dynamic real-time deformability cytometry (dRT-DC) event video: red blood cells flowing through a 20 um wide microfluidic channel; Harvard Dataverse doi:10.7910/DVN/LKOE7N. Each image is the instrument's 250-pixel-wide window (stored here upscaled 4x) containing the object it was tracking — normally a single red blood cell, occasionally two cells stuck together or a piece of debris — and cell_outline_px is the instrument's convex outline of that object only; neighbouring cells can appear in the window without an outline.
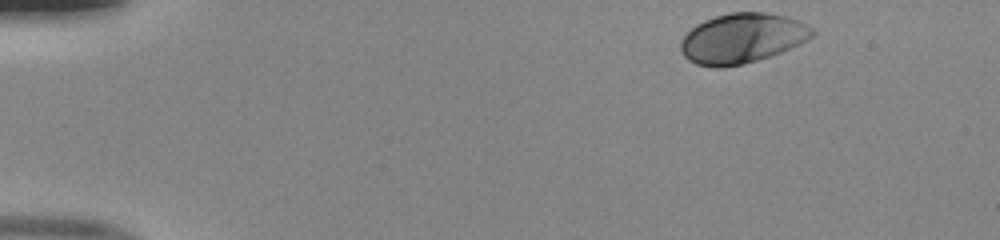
{"species": "human", "species_latin": "Homo sapiens", "temperature_condition": "room temperature", "stored_images_in_passage": 46, "camera_frame_rate_fps": 3000, "um_per_image_px": 0.085, "donor": {"sex": "male"}, "frame": {"image": 1, "passage_image": 1, "time_ms": 0.0, "image_size_px": [1000, 240], "cell_outline_px": [[816, 32], [808, 40], [800, 44], [780, 52], [744, 64], [720, 68], [712, 68], [696, 64], [688, 60], [684, 56], [680, 48], [680, 40], [696, 24], [704, 20], [728, 12], [764, 12], [784, 16], [808, 24], [816, 28]], "centroid_in_image_um": [63.08, 3.25], "position_along_channel_um": 21.9, "area_um2": 38.44}}
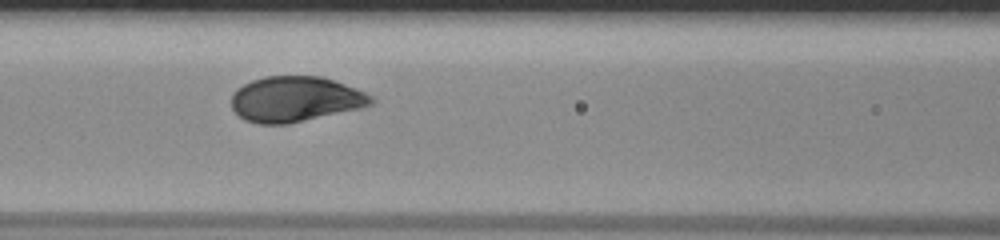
{"frame": {"image": 2, "passage_image": 18, "time_ms": 5.667, "image_size_px": [1000, 240], "cell_outline_px": [[376, 104], [364, 108], [288, 124], [256, 124], [244, 120], [232, 108], [232, 92], [236, 88], [252, 80], [264, 76], [320, 76], [356, 88], [372, 96], [376, 100]], "centroid_in_image_um": [25.13, 8.44], "position_along_channel_um": 141.5, "area_um2": 37.4}}
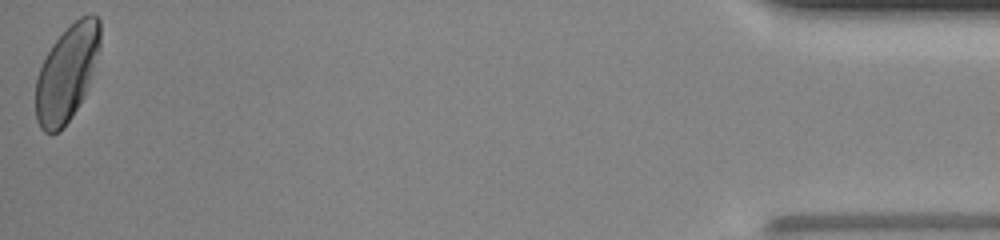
{"frame": {"image": 3, "passage_image": 46, "time_ms": 15.0, "image_size_px": [1000, 240], "cell_outline_px": [[100, 48], [84, 96], [60, 132], [44, 132], [40, 128], [36, 120], [36, 80], [40, 68], [52, 44], [80, 16], [92, 12], [100, 20]], "centroid_in_image_um": [5.69, 6.2], "position_along_channel_um": 429.5, "area_um2": 35.49}, "authors_computed_cell_mechanics": {"area_um2": 37.1654, "velocity_mm_per_s": 3.9899, "shape_relaxation_time_tau1_ms": 1.943, "shape_relaxation_time_tau2_ms": null, "deformation_change_tau1": 0.1295, "deformation_change_tau2": null}}